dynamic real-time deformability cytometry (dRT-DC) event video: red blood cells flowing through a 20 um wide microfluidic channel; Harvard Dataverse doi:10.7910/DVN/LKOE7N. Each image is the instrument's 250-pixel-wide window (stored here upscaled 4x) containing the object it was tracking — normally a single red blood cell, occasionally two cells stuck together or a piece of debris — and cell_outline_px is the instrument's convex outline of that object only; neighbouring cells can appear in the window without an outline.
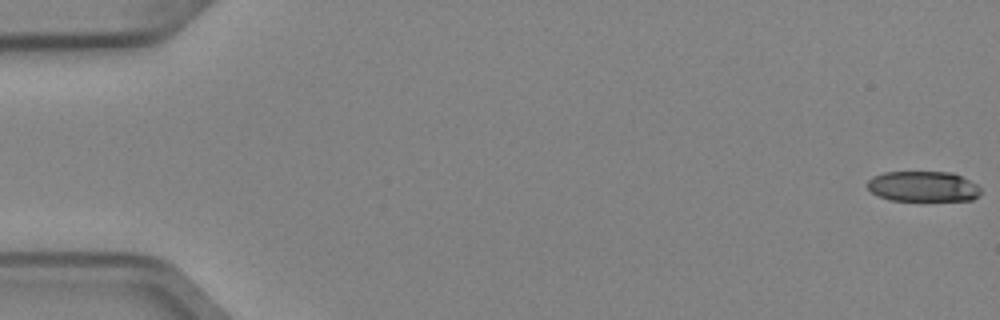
{"species": "Egyptian fruit bat (a non-hibernating species)", "species_latin": "Rousettus aegyptiacus", "temperature_condition": "cold", "stored_images_in_passage": 52, "camera_frame_rate_fps": 3000, "um_per_image_px": 0.085, "animal": {"sex": "female"}, "frame": {"image": 1, "passage_image": 1, "time_ms": 0.0, "image_size_px": [1000, 320], "cell_outline_px": [[980, 192], [972, 200], [888, 200], [872, 192], [868, 188], [868, 180], [872, 176], [884, 172], [952, 172], [976, 184], [980, 188]], "centroid_in_image_um": [78.43, 15.84], "position_along_channel_um": 6.6, "area_um2": 19.88}}
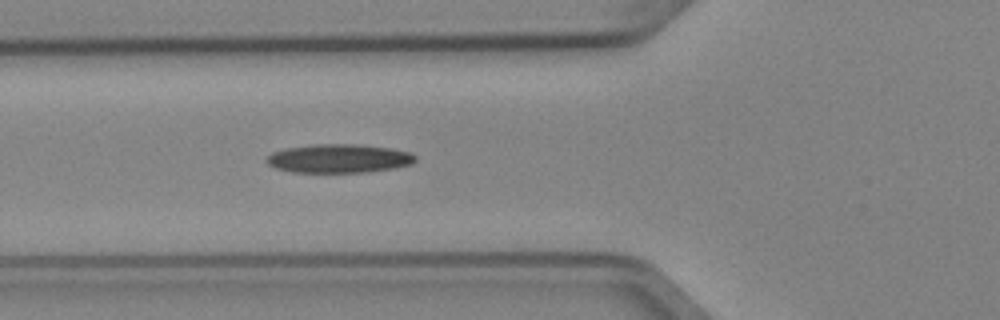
{"frame": {"image": 2, "passage_image": 20, "time_ms": 6.333, "image_size_px": [1000, 320], "cell_outline_px": [[416, 160], [412, 164], [396, 168], [368, 172], [292, 172], [276, 168], [268, 164], [264, 160], [272, 152], [288, 148], [312, 144], [352, 144], [388, 148], [408, 152], [416, 156]], "centroid_in_image_um": [28.8, 13.48], "position_along_channel_um": 97.0, "area_um2": 24.8}}
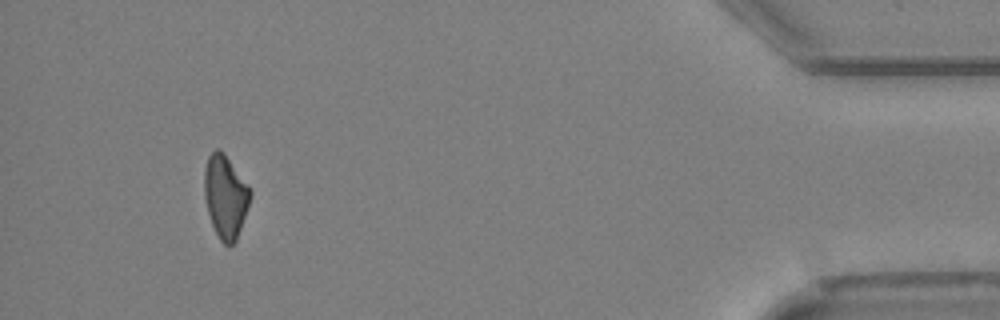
{"frame": {"image": 3, "passage_image": 49, "time_ms": 16.0, "image_size_px": [1000, 320], "cell_outline_px": [[252, 192], [236, 240], [232, 244], [224, 244], [220, 240], [212, 224], [208, 212], [204, 196], [204, 172], [208, 156], [216, 148], [220, 148], [224, 152], [248, 184]], "centroid_in_image_um": [19.14, 16.65], "position_along_channel_um": 416.1, "area_um2": 21.96}}